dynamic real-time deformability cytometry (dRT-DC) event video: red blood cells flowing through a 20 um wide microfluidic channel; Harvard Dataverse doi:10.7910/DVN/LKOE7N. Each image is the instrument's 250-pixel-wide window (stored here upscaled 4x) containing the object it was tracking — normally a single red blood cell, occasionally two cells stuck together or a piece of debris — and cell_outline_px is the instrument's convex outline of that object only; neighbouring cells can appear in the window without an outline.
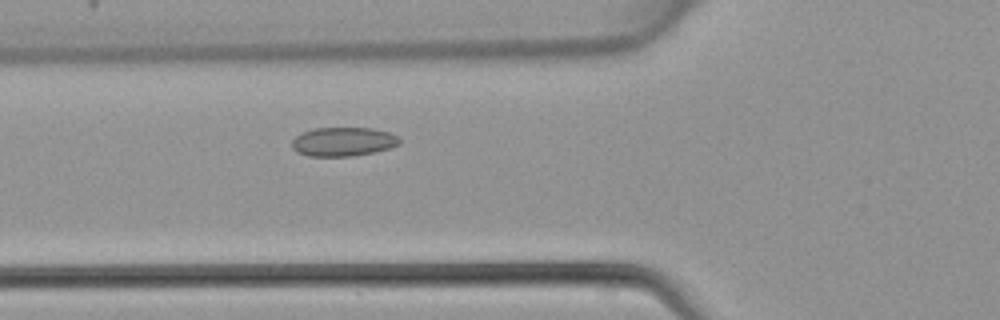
{"species": "common noctule bat (a hibernating species)", "species_latin": "Nyctalus noctula", "temperature_condition": "warm", "stored_images_in_passage": 42, "camera_frame_rate_fps": 3000, "um_per_image_px": 0.085, "animal": {"sex": "female", "body_mass_g": 22.7, "forearm_length_mm": 54.2}, "frame": {"image": 1, "passage_image": 13, "time_ms": 4.0, "image_size_px": [1000, 320], "cell_outline_px": [[400, 144], [388, 148], [372, 152], [352, 156], [308, 156], [296, 152], [292, 148], [292, 140], [296, 136], [304, 132], [316, 128], [372, 128], [388, 132], [396, 136], [400, 140]], "centroid_in_image_um": [29.14, 12.05], "position_along_channel_um": 96.7, "area_um2": 17.98}}
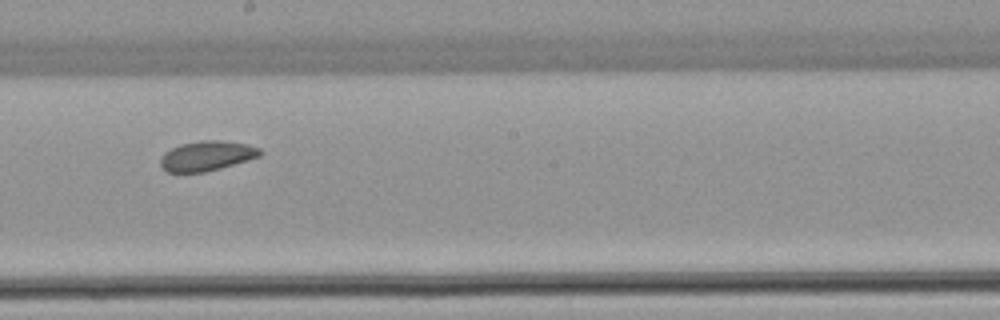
{"frame": {"image": 2, "passage_image": 22, "time_ms": 7.0, "image_size_px": [1000, 320], "cell_outline_px": [[264, 152], [260, 156], [248, 160], [220, 168], [204, 172], [168, 172], [160, 164], [160, 160], [164, 152], [180, 144], [200, 140], [220, 140], [248, 144], [260, 148]], "centroid_in_image_um": [17.6, 13.23], "position_along_channel_um": 230.6, "area_um2": 17.34}}
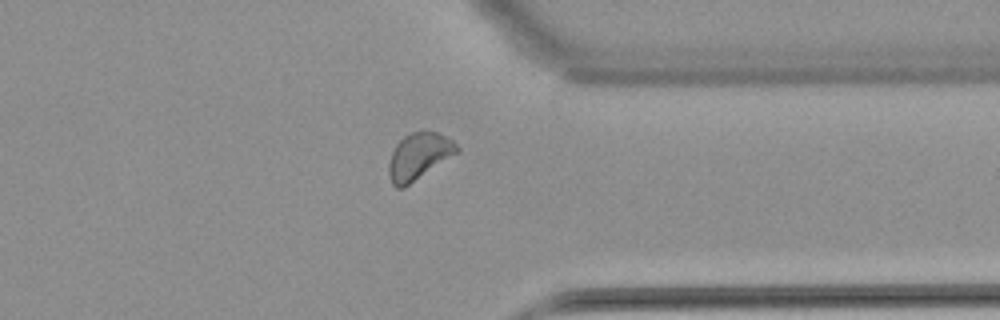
{"frame": {"image": 3, "passage_image": 32, "time_ms": 10.333, "image_size_px": [1000, 320], "cell_outline_px": [[460, 152], [404, 188], [396, 188], [392, 184], [388, 176], [388, 164], [392, 152], [396, 144], [404, 136], [412, 132], [440, 132], [452, 140], [460, 148]], "centroid_in_image_um": [35.61, 13.3], "position_along_channel_um": 375.8, "area_um2": 18.73}}